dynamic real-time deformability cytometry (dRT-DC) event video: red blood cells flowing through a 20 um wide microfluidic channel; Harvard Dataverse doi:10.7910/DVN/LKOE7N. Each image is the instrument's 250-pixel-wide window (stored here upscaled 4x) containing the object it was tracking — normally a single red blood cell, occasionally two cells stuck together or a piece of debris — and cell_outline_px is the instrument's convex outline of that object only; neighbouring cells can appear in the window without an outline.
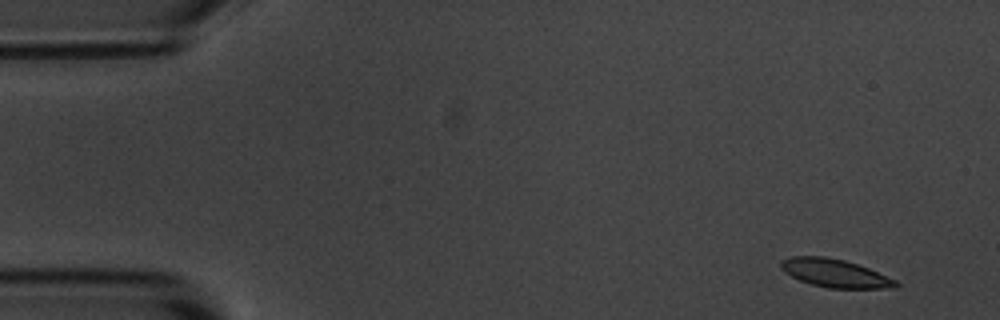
{"species": "common noctule bat (a hibernating species)", "species_latin": "Nyctalus noctula", "temperature_condition": "room temperature", "stored_images_in_passage": 5, "camera_frame_rate_fps": 3000, "um_per_image_px": 0.085, "animal": {"sex": "male", "body_mass_g": 20.1, "forearm_length_mm": 53.5}, "frame": {"image": 1, "passage_image": 1, "time_ms": 0.0, "image_size_px": [1000, 320], "cell_outline_px": [[900, 284], [896, 288], [828, 288], [812, 284], [800, 280], [784, 272], [780, 268], [780, 260], [792, 256], [824, 256], [844, 260], [868, 268], [896, 280]], "centroid_in_image_um": [70.95, 23.22], "position_along_channel_um": 14.0, "area_um2": 18.79}}
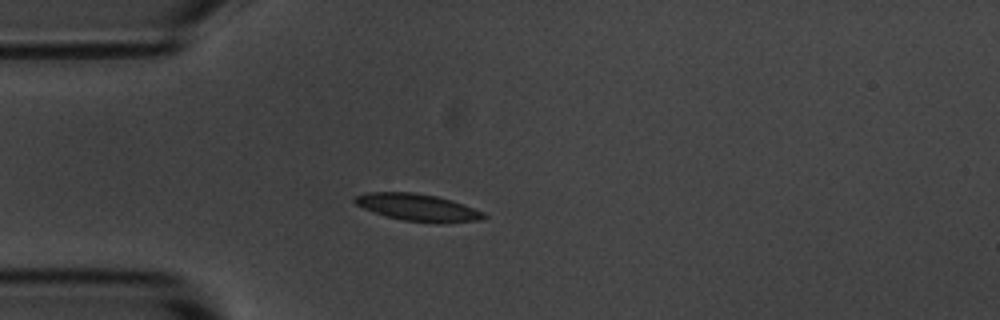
{"frame": {"image": 2, "passage_image": 4, "time_ms": 3.667, "image_size_px": [1000, 320], "cell_outline_px": [[488, 216], [480, 220], [444, 224], [404, 220], [384, 216], [364, 208], [356, 204], [352, 200], [356, 196], [364, 192], [412, 192], [436, 196], [452, 200], [484, 212]], "centroid_in_image_um": [35.53, 17.64], "position_along_channel_um": 49.5, "area_um2": 20.52}}